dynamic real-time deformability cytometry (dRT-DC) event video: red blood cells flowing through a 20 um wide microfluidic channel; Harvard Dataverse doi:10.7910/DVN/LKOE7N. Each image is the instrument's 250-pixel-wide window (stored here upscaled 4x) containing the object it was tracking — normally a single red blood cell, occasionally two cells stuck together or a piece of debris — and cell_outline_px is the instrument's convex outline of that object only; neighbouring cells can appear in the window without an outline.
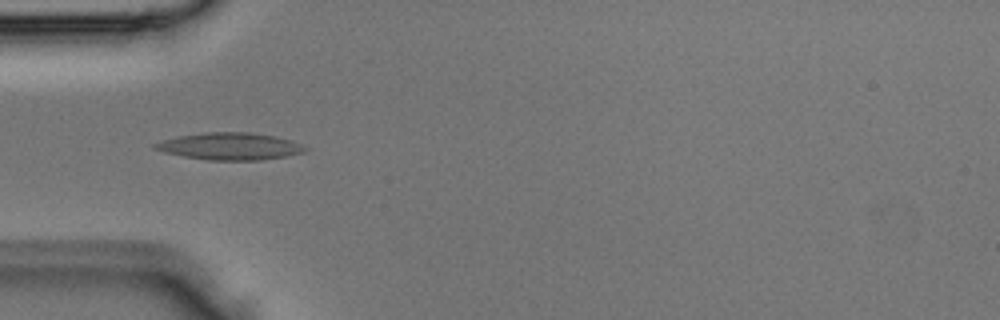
{"species": "Egyptian fruit bat (a non-hibernating species)", "species_latin": "Rousettus aegyptiacus", "temperature_condition": "room temperature", "stored_images_in_passage": 2, "camera_frame_rate_fps": 3000, "um_per_image_px": 0.085, "animal": {"sex": "male"}, "frame": {"image": 1, "passage_image": 2, "time_ms": 0.333, "image_size_px": [1000, 320], "cell_outline_px": [[308, 148], [304, 152], [288, 156], [260, 160], [208, 160], [184, 156], [164, 152], [152, 148], [152, 144], [160, 140], [176, 136], [204, 132], [248, 132], [276, 136], [292, 140]], "centroid_in_image_um": [19.52, 12.43], "position_along_channel_um": 65.5, "area_um2": 23.93}}